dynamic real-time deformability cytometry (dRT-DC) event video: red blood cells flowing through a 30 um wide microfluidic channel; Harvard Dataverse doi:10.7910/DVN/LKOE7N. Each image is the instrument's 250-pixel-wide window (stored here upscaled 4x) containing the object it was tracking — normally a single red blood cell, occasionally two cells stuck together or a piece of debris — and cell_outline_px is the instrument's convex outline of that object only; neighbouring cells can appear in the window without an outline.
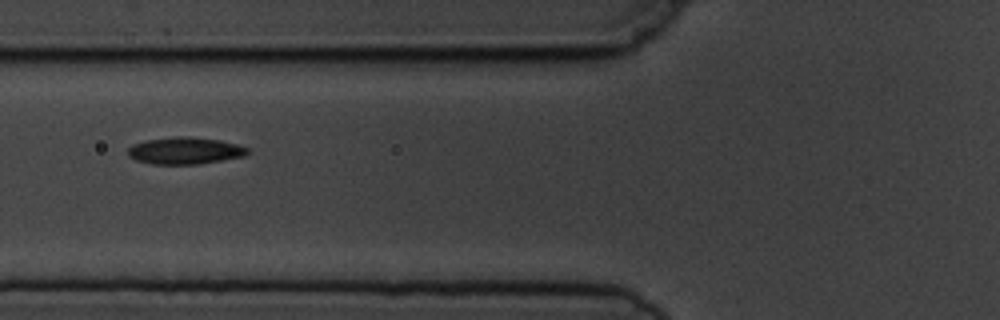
{"species": "common noctule bat (a hibernating species)", "species_latin": "Nyctalus noctula", "temperature_condition": "cold", "stored_images_in_passage": 3, "camera_frame_rate_fps": 3000, "um_per_image_px": 0.085, "animal": {"sex": "male", "body_mass_g": 19.5, "forearm_length_mm": 54.6}, "frame": {"image": 1, "passage_image": 2, "time_ms": 1.0, "image_size_px": [1000, 320], "cell_outline_px": [[248, 152], [244, 156], [196, 164], [152, 164], [136, 160], [128, 156], [128, 148], [132, 144], [148, 140], [176, 136], [192, 136], [220, 140], [236, 144], [248, 148]], "centroid_in_image_um": [15.69, 12.8], "position_along_channel_um": 110.1, "area_um2": 18.67}}
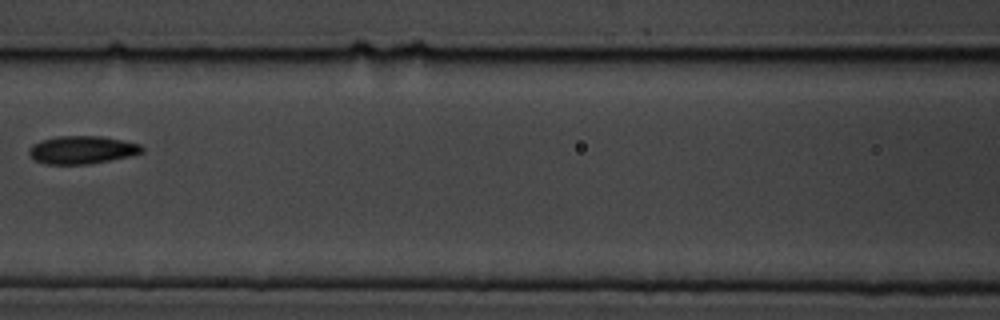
{"frame": {"image": 2, "passage_image": 3, "time_ms": 2.333, "image_size_px": [1000, 320], "cell_outline_px": [[144, 152], [128, 156], [88, 164], [48, 164], [36, 160], [28, 152], [32, 144], [40, 140], [56, 136], [100, 136], [124, 140], [140, 144], [144, 148]], "centroid_in_image_um": [6.98, 12.72], "position_along_channel_um": 159.6, "area_um2": 18.26}}